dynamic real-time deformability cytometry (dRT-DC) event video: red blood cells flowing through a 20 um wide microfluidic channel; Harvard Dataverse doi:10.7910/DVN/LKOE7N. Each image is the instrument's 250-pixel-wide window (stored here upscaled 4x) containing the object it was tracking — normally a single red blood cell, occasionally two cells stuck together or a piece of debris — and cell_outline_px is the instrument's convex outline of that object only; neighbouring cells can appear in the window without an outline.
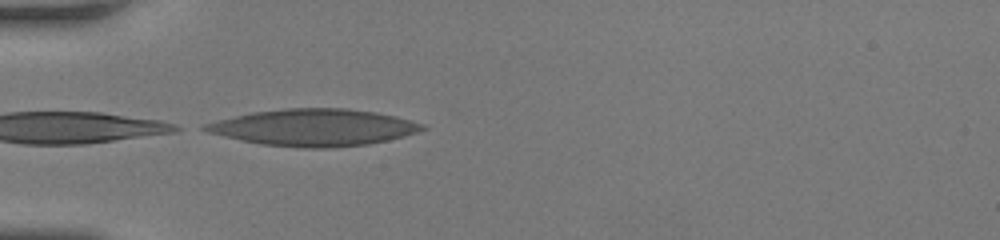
{"species": "human", "species_latin": "Homo sapiens", "temperature_condition": "room temperature", "stored_images_in_passage": 15, "camera_frame_rate_fps": 3000, "um_per_image_px": 0.085, "donor": {"sex": "female"}, "frame": {"image": 1, "passage_image": 15, "time_ms": 4.667, "image_size_px": [1000, 240], "cell_outline_px": [[428, 128], [404, 136], [388, 140], [368, 144], [332, 148], [300, 148], [260, 144], [224, 136], [208, 132], [200, 128], [204, 124], [216, 120], [252, 112], [284, 108], [348, 108], [376, 112], [396, 116], [424, 124]], "centroid_in_image_um": [26.68, 10.83], "position_along_channel_um": 58.3, "area_um2": 46.76}}